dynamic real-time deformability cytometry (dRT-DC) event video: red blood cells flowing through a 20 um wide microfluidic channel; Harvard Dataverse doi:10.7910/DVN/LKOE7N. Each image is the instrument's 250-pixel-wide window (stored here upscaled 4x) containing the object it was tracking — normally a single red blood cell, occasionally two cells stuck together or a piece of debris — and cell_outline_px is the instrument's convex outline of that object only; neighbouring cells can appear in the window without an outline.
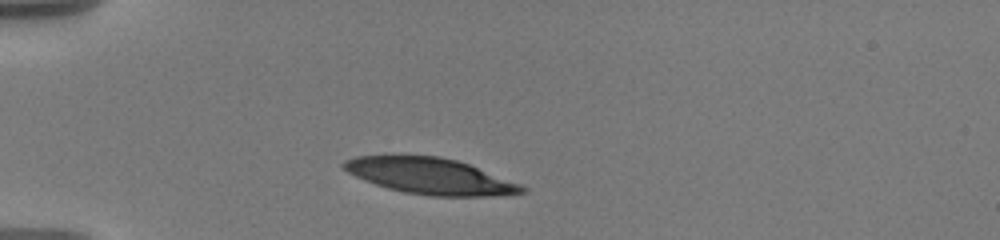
{"species": "human", "species_latin": "Homo sapiens", "temperature_condition": "warm", "stored_images_in_passage": 32, "camera_frame_rate_fps": 3000, "um_per_image_px": 0.085, "donor": {"sex": "male"}, "frame": {"image": 1, "passage_image": 3, "time_ms": 1.333, "image_size_px": [1000, 240], "cell_outline_px": [[528, 192], [500, 196], [432, 196], [404, 192], [388, 188], [364, 180], [348, 172], [340, 164], [344, 160], [356, 156], [440, 156], [456, 160], [468, 164], [520, 184], [528, 188]], "centroid_in_image_um": [36.59, 14.98], "position_along_channel_um": 48.4, "area_um2": 37.22}}
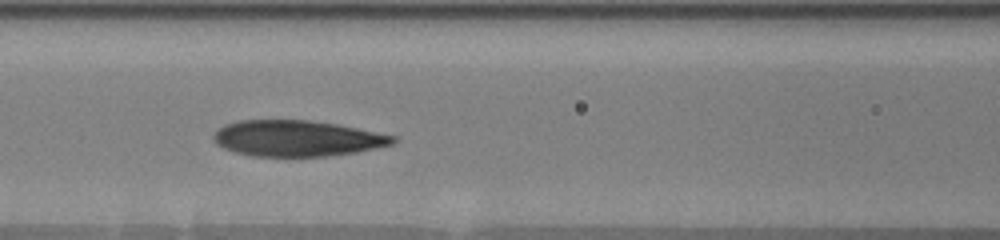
{"frame": {"image": 2, "passage_image": 9, "time_ms": 4.667, "image_size_px": [1000, 240], "cell_outline_px": [[396, 140], [392, 144], [376, 148], [356, 152], [328, 156], [252, 156], [236, 152], [224, 148], [216, 144], [212, 140], [212, 136], [216, 128], [224, 124], [236, 120], [308, 120], [336, 124], [396, 136]], "centroid_in_image_um": [25.18, 11.75], "position_along_channel_um": 141.4, "area_um2": 37.69}}
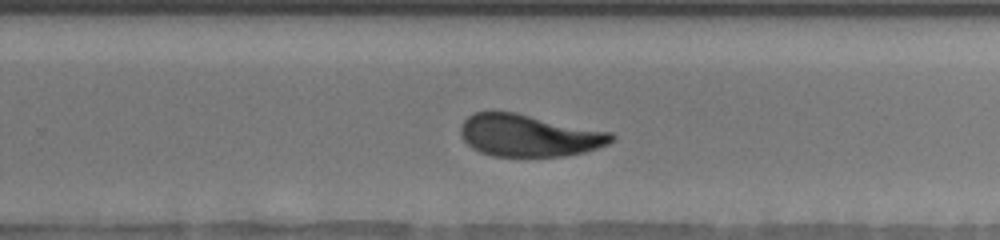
{"frame": {"image": 3, "passage_image": 16, "time_ms": 8.667, "image_size_px": [1000, 240], "cell_outline_px": [[616, 140], [608, 144], [584, 152], [564, 156], [492, 156], [480, 152], [472, 148], [460, 136], [460, 128], [464, 120], [468, 116], [476, 112], [516, 112], [612, 132], [616, 136]], "centroid_in_image_um": [44.98, 11.51], "position_along_channel_um": 284.8, "area_um2": 37.17}}